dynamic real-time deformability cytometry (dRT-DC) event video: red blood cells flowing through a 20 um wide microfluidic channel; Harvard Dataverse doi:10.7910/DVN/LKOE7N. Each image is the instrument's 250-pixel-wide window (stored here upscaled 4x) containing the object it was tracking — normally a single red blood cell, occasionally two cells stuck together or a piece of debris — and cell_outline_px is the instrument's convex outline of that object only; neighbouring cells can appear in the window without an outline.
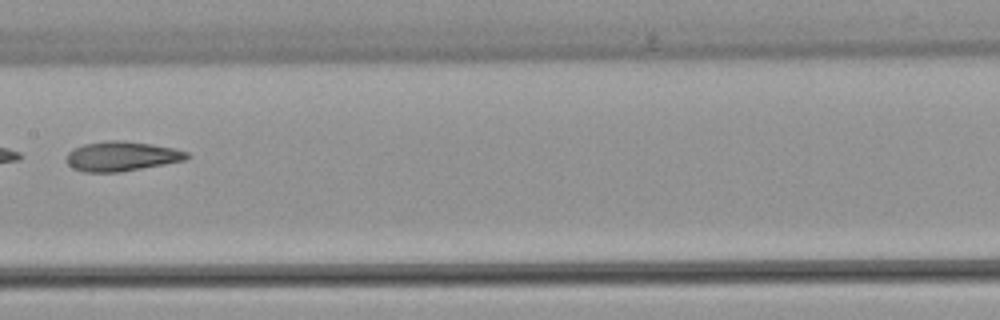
{"species": "common noctule bat (a hibernating species)", "species_latin": "Nyctalus noctula", "temperature_condition": "warm", "stored_images_in_passage": 7, "camera_frame_rate_fps": 3000, "um_per_image_px": 0.085, "animal": {"sex": "female", "body_mass_g": 22.7, "forearm_length_mm": 54.2}, "frame": {"image": 1, "passage_image": 7, "time_ms": 8.0, "image_size_px": [1000, 320], "cell_outline_px": [[188, 156], [184, 160], [164, 164], [120, 172], [84, 172], [72, 168], [64, 160], [64, 156], [72, 148], [84, 144], [108, 140], [124, 140], [152, 144], [172, 148], [188, 152]], "centroid_in_image_um": [10.25, 13.28], "position_along_channel_um": 197.1, "area_um2": 20.92}}